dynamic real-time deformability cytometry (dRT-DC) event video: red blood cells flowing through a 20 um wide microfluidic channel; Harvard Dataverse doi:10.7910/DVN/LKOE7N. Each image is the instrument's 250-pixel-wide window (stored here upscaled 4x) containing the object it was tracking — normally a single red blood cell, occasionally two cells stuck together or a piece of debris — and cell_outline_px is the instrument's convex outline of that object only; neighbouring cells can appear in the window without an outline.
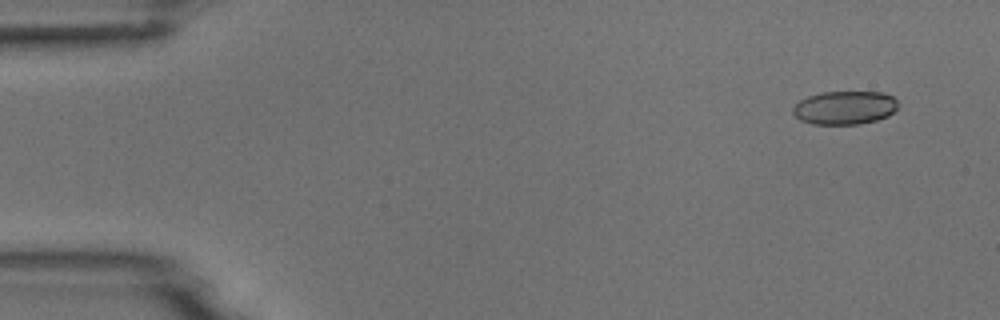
{"species": "common noctule bat (a hibernating species)", "species_latin": "Nyctalus noctula", "temperature_condition": "room temperature", "stored_images_in_passage": 5, "camera_frame_rate_fps": 3000, "um_per_image_px": 0.085, "animal": {"sex": "male", "body_mass_g": 18.8}, "frame": {"image": 1, "passage_image": 2, "time_ms": 1.0, "image_size_px": [1000, 320], "cell_outline_px": [[900, 104], [888, 116], [876, 120], [860, 124], [812, 124], [800, 120], [792, 112], [792, 108], [800, 100], [808, 96], [820, 92], [880, 92], [892, 96]], "centroid_in_image_um": [71.79, 9.15], "position_along_channel_um": 13.2, "area_um2": 20.52}}